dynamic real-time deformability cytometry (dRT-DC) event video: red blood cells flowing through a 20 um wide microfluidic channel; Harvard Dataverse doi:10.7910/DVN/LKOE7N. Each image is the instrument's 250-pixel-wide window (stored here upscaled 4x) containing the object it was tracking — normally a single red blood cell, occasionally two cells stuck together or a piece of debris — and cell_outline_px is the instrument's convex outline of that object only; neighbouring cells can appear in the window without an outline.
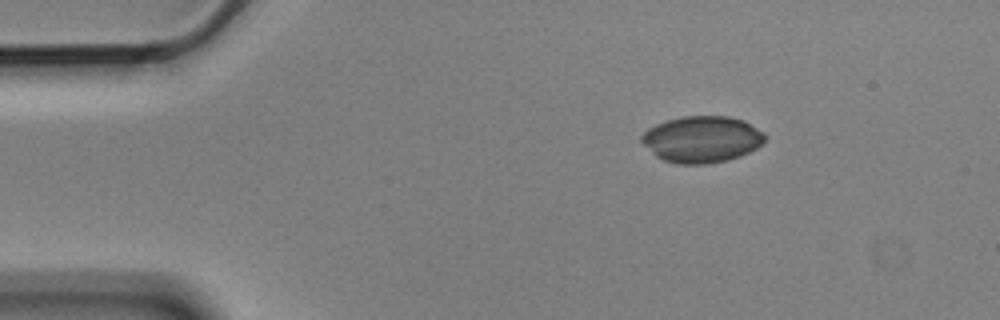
{"species": "Egyptian fruit bat (a non-hibernating species)", "species_latin": "Rousettus aegyptiacus", "temperature_condition": "cold", "stored_images_in_passage": 3, "camera_frame_rate_fps": 3000, "um_per_image_px": 0.085, "animal": {"sex": "male"}, "frame": {"image": 1, "passage_image": 1, "time_ms": 0.0, "image_size_px": [1000, 320], "cell_outline_px": [[764, 140], [756, 148], [740, 156], [728, 160], [704, 164], [676, 164], [664, 160], [656, 156], [640, 140], [640, 136], [648, 128], [656, 124], [668, 120], [684, 116], [728, 116], [744, 120], [764, 132]], "centroid_in_image_um": [59.65, 11.84], "position_along_channel_um": 25.4, "area_um2": 33.29}}